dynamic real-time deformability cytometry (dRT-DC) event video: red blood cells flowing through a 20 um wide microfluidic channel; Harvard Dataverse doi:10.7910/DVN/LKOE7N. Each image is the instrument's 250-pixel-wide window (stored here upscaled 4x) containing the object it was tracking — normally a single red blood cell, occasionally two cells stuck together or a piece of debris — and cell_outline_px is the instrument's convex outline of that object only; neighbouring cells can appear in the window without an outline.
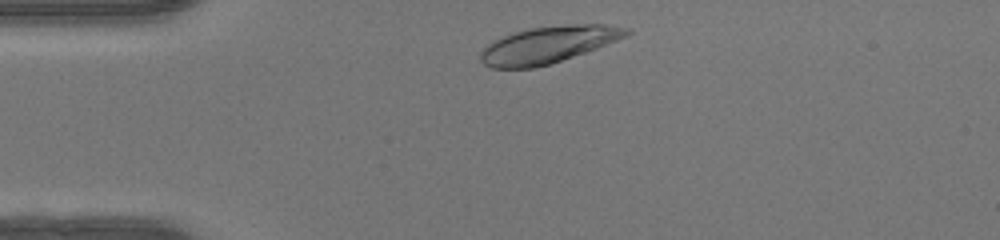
{"species": "human", "species_latin": "Homo sapiens", "temperature_condition": "warm", "stored_images_in_passage": 30, "camera_frame_rate_fps": 3000, "um_per_image_px": 0.085, "donor": {"sex": "female"}, "frame": {"image": 1, "passage_image": 1, "time_ms": 0.0, "image_size_px": [1000, 240], "cell_outline_px": [[632, 32], [628, 36], [596, 48], [548, 64], [532, 68], [492, 68], [484, 64], [480, 60], [480, 52], [488, 44], [504, 36], [528, 28], [572, 24], [608, 24], [632, 28]], "centroid_in_image_um": [46.64, 3.78], "position_along_channel_um": 38.4, "area_um2": 31.04}}
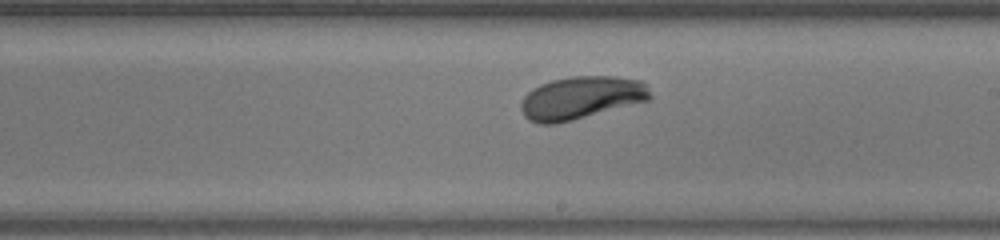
{"frame": {"image": 2, "passage_image": 18, "time_ms": 5.667, "image_size_px": [1000, 240], "cell_outline_px": [[652, 100], [556, 124], [540, 124], [528, 120], [524, 116], [520, 108], [520, 104], [524, 96], [532, 88], [540, 84], [552, 80], [572, 76], [616, 76], [640, 80], [648, 84], [652, 96]], "centroid_in_image_um": [49.43, 8.31], "position_along_channel_um": 239.6, "area_um2": 32.66}}
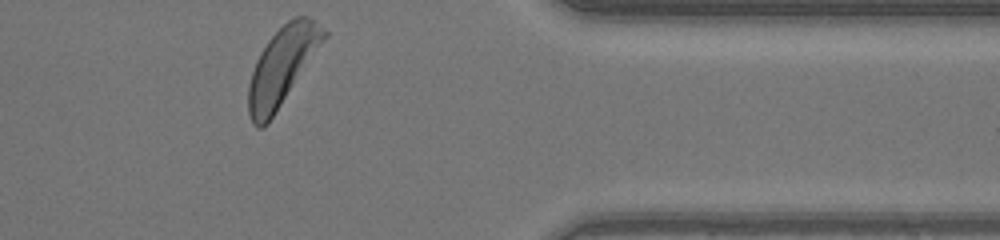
{"frame": {"image": 3, "passage_image": 30, "time_ms": 9.667, "image_size_px": [1000, 240], "cell_outline_px": [[328, 36], [268, 124], [260, 128], [256, 128], [252, 124], [248, 112], [248, 84], [256, 60], [260, 52], [268, 40], [288, 20], [296, 16], [308, 16], [328, 32]], "centroid_in_image_um": [23.97, 5.65], "position_along_channel_um": 387.4, "area_um2": 34.04}, "authors_computed_cell_mechanics": {"area_um2": 31.9345, "velocity_mm_per_s": 4.1815, "shape_relaxation_time_tau1_ms": 3.0147, "shape_relaxation_time_tau2_ms": null, "deformation_change_tau1": 0.1691, "deformation_change_tau2": null}}